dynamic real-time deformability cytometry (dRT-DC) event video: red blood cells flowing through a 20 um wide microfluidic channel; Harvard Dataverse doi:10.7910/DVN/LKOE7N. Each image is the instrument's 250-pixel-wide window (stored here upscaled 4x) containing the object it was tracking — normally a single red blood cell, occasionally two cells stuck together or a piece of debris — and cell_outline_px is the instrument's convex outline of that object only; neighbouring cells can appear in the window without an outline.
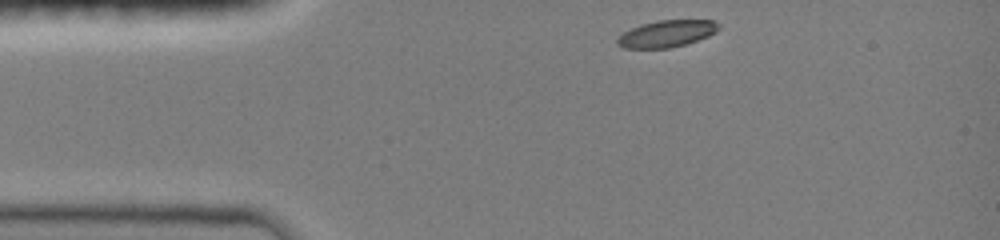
{"species": "common noctule bat (a hibernating species)", "species_latin": "Nyctalus noctula", "temperature_condition": "room temperature", "stored_images_in_passage": 17, "camera_frame_rate_fps": 3000, "um_per_image_px": 0.085, "animal": {"sex": "female", "body_mass_g": 19.0, "forearm_length_mm": 51.5}, "frame": {"image": 1, "passage_image": 1, "time_ms": 0.0, "image_size_px": [1000, 240], "cell_outline_px": [[720, 28], [716, 32], [708, 36], [684, 44], [668, 48], [624, 48], [616, 44], [616, 40], [624, 32], [640, 24], [660, 20], [716, 20], [720, 24]], "centroid_in_image_um": [56.68, 2.85], "position_along_channel_um": 28.3, "area_um2": 15.78}}
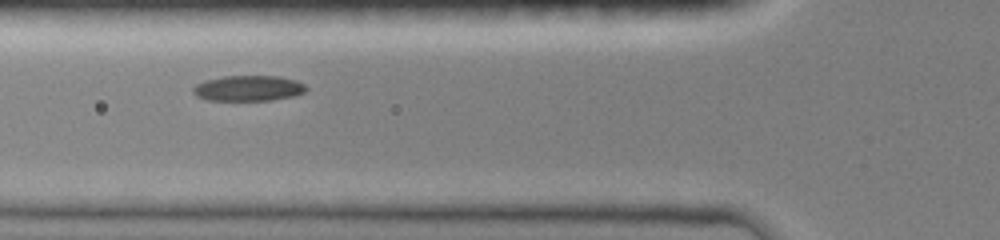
{"frame": {"image": 2, "passage_image": 10, "time_ms": 3.0, "image_size_px": [1000, 240], "cell_outline_px": [[308, 88], [304, 92], [292, 96], [272, 100], [208, 100], [196, 96], [192, 92], [192, 88], [196, 84], [204, 80], [224, 76], [280, 76], [296, 80], [304, 84]], "centroid_in_image_um": [21.09, 7.49], "position_along_channel_um": 104.7, "area_um2": 16.88}}
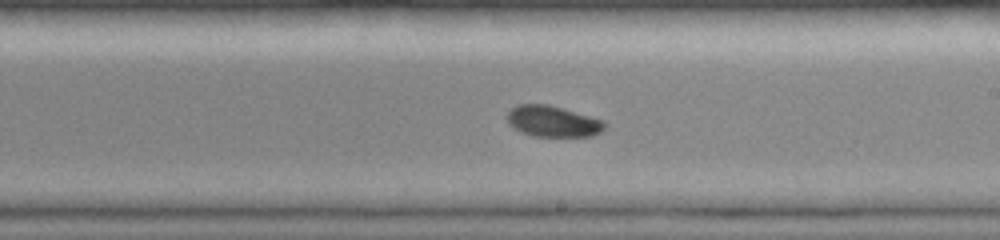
{"frame": {"image": 3, "passage_image": 16, "time_ms": 5.0, "image_size_px": [1000, 240], "cell_outline_px": [[608, 124], [600, 132], [592, 136], [532, 136], [520, 132], [508, 124], [508, 112], [512, 108], [520, 104], [548, 104], [588, 116], [600, 120]], "centroid_in_image_um": [46.96, 10.32], "position_along_channel_um": 242.0, "area_um2": 17.4}}